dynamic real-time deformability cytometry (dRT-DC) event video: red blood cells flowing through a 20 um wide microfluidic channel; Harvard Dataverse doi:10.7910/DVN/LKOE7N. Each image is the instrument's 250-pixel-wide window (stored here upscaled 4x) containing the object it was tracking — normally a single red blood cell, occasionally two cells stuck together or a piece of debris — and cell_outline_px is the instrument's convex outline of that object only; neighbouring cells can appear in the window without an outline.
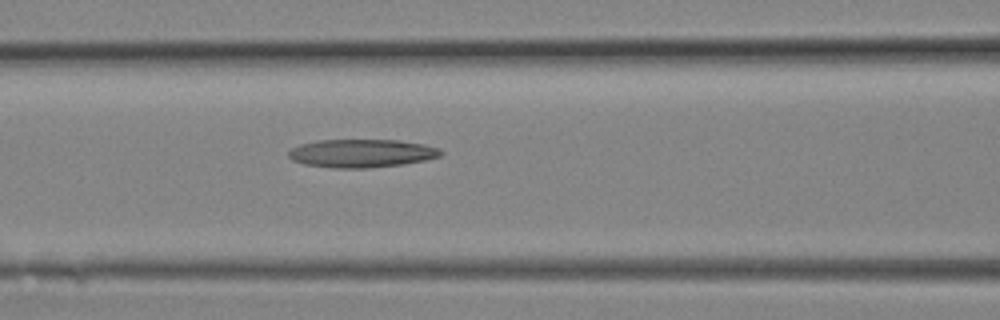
{"species": "Egyptian fruit bat (a non-hibernating species)", "species_latin": "Rousettus aegyptiacus", "temperature_condition": "room temperature", "stored_images_in_passage": 8, "camera_frame_rate_fps": 3000, "um_per_image_px": 0.085, "animal": {"sex": "female"}, "frame": {"image": 1, "passage_image": 8, "time_ms": 2.333, "image_size_px": [1000, 320], "cell_outline_px": [[444, 152], [440, 156], [424, 160], [404, 164], [368, 168], [332, 168], [304, 164], [292, 160], [288, 156], [288, 152], [292, 148], [300, 144], [316, 140], [400, 140], [424, 144], [440, 148]], "centroid_in_image_um": [30.74, 13.03], "position_along_channel_um": 135.9, "area_um2": 25.2}}